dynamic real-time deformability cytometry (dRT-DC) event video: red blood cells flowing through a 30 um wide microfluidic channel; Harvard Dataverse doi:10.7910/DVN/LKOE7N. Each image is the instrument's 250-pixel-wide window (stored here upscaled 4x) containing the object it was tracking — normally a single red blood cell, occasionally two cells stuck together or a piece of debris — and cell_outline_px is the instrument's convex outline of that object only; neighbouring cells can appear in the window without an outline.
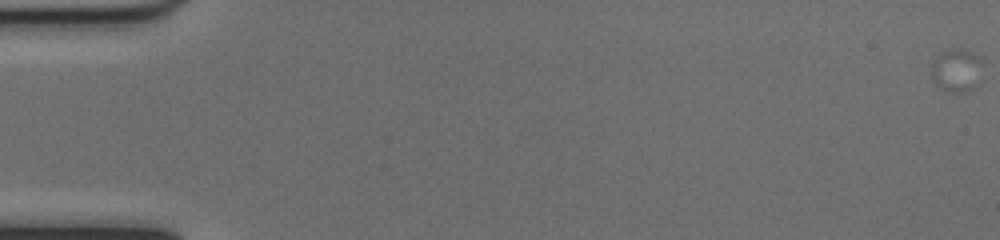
{"species": "common noctule bat (a hibernating species)", "species_latin": "Nyctalus noctula", "temperature_condition": "cold", "stored_images_in_passage": 26, "camera_frame_rate_fps": 3000, "um_per_image_px": 0.085, "animal": {"sex": "female", "body_mass_g": 17.0, "forearm_length_mm": 48.0}, "frame": {"image": 1, "passage_image": 1, "time_ms": 0.0, "image_size_px": [1000, 240], "cell_outline_px": [[984, 80], [980, 84], [968, 92], [948, 92], [940, 88], [932, 80], [928, 72], [932, 64], [944, 52], [952, 48], [960, 48], [972, 52], [980, 56], [984, 64]], "centroid_in_image_um": [81.4, 6.02], "position_along_channel_um": 3.6, "area_um2": 13.7}}
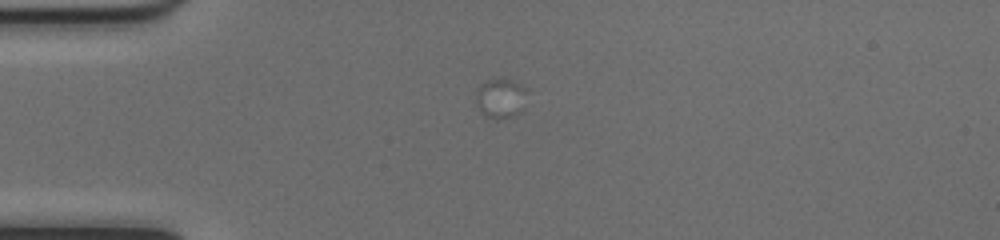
{"frame": {"image": 2, "passage_image": 19, "time_ms": 6.0, "image_size_px": [1000, 240], "cell_outline_px": [[528, 88], [520, 112], [516, 116], [484, 116], [480, 112], [476, 104], [476, 88], [480, 84], [488, 80], [504, 76]], "centroid_in_image_um": [42.54, 8.27], "position_along_channel_um": 42.5, "area_um2": 11.85}}
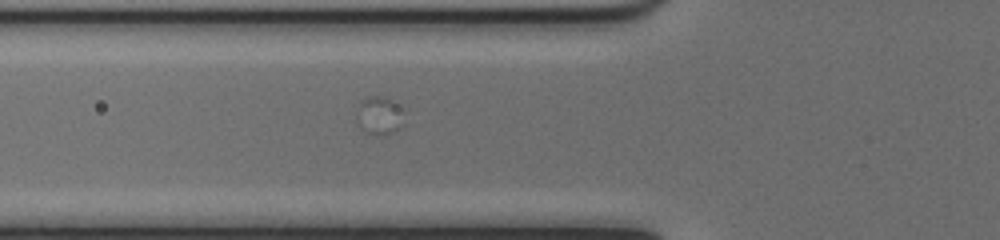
{"frame": {"image": 3, "passage_image": 26, "time_ms": 8.333, "image_size_px": [1000, 240], "cell_outline_px": [[404, 124], [400, 128], [384, 136], [376, 136], [364, 132], [360, 128], [360, 100], [368, 96], [380, 96], [392, 100], [404, 108]], "centroid_in_image_um": [32.34, 9.84], "position_along_channel_um": 93.5, "area_um2": 10.64}}